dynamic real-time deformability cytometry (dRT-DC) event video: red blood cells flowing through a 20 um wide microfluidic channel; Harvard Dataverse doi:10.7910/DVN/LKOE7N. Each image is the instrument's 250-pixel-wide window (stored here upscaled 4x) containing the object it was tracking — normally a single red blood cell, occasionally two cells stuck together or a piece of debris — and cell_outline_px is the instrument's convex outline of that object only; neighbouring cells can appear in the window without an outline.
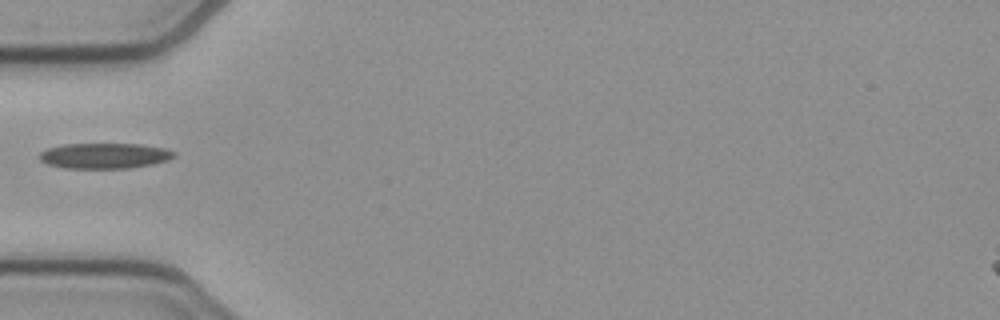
{"species": "common noctule bat (a hibernating species)", "species_latin": "Nyctalus noctula", "temperature_condition": "cold", "stored_images_in_passage": 36, "camera_frame_rate_fps": 3000, "um_per_image_px": 0.085, "animal": {"sex": "female", "body_mass_g": 21.9}, "frame": {"image": 1, "passage_image": 1, "time_ms": 0.0, "image_size_px": [1000, 320], "cell_outline_px": [[176, 156], [168, 160], [152, 164], [128, 168], [64, 168], [48, 164], [40, 160], [40, 152], [48, 148], [64, 144], [140, 144], [164, 148], [176, 152]], "centroid_in_image_um": [8.9, 13.24], "position_along_channel_um": 76.1, "area_um2": 19.94}}
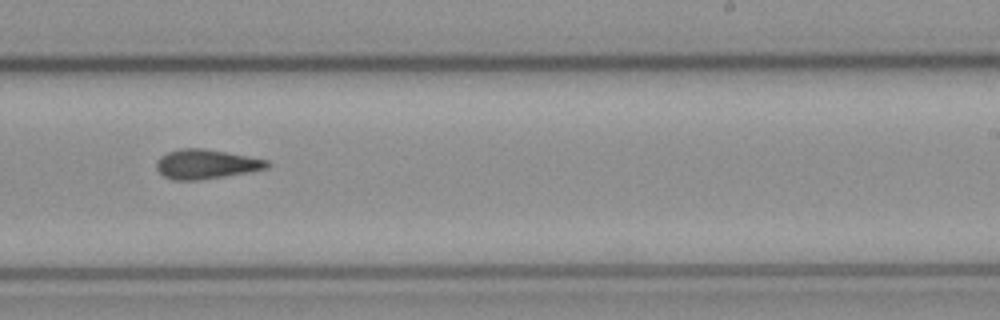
{"frame": {"image": 2, "passage_image": 16, "time_ms": 5.0, "image_size_px": [1000, 320], "cell_outline_px": [[272, 164], [268, 168], [252, 172], [200, 180], [172, 180], [164, 176], [156, 168], [156, 160], [160, 156], [168, 152], [180, 148], [204, 148], [228, 152], [268, 160]], "centroid_in_image_um": [17.54, 13.95], "position_along_channel_um": 271.5, "area_um2": 19.31}}
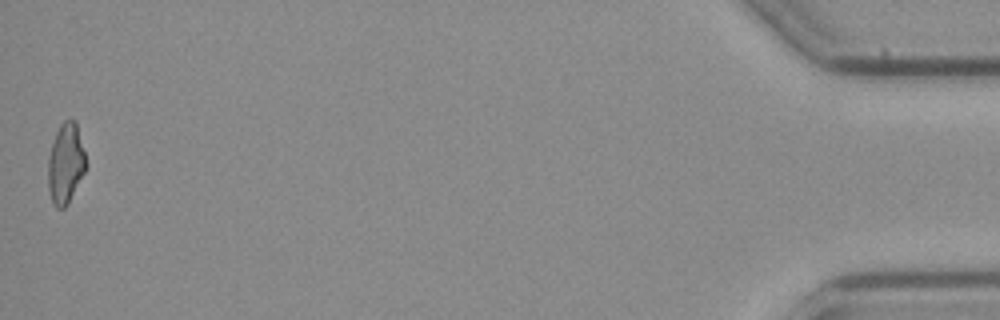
{"frame": {"image": 3, "passage_image": 36, "time_ms": 11.667, "image_size_px": [1000, 320], "cell_outline_px": [[88, 164], [68, 204], [64, 208], [56, 208], [52, 204], [48, 188], [48, 156], [56, 132], [60, 124], [64, 120], [76, 120]], "centroid_in_image_um": [5.58, 13.9], "position_along_channel_um": 429.6, "area_um2": 17.92}}